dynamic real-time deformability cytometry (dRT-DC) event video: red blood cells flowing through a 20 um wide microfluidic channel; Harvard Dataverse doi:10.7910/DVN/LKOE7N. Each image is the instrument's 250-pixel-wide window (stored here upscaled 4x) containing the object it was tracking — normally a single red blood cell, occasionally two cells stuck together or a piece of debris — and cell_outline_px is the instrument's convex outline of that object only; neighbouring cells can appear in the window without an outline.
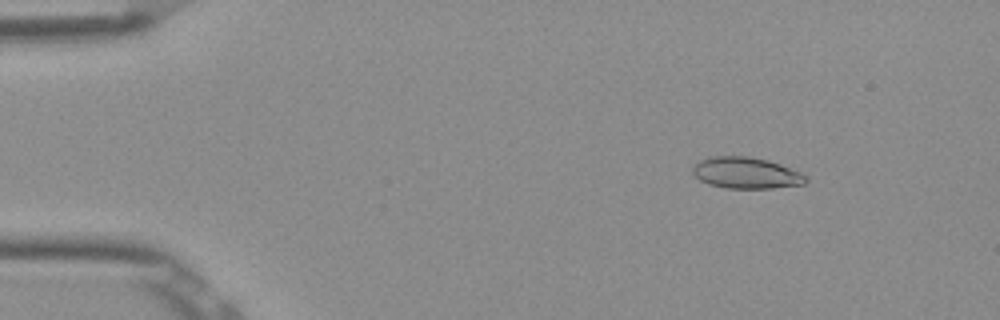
{"species": "Egyptian fruit bat (a non-hibernating species)", "species_latin": "Rousettus aegyptiacus", "temperature_condition": "room temperature", "stored_images_in_passage": 52, "camera_frame_rate_fps": 3000, "um_per_image_px": 0.085, "frame": {"image": 1, "passage_image": 7, "time_ms": 2.0, "image_size_px": [1000, 320], "cell_outline_px": [[808, 180], [804, 184], [772, 188], [724, 188], [708, 184], [700, 180], [692, 172], [692, 168], [700, 160], [708, 156], [748, 156], [768, 160], [780, 164], [800, 172], [808, 176]], "centroid_in_image_um": [63.42, 14.7], "position_along_channel_um": 21.6, "area_um2": 20.75}}
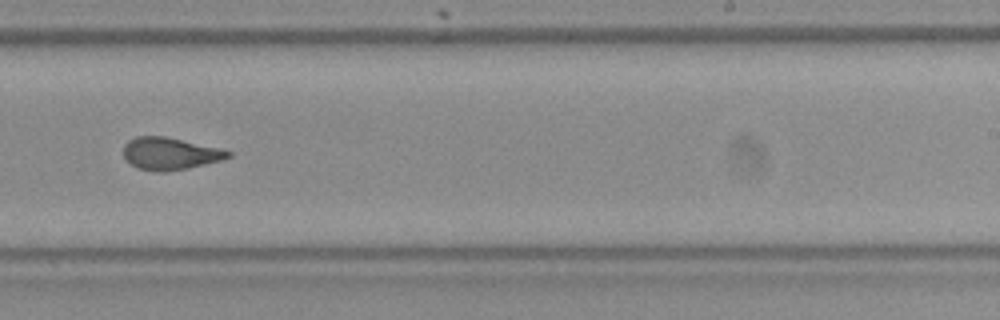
{"frame": {"image": 2, "passage_image": 33, "time_ms": 10.667, "image_size_px": [1000, 320], "cell_outline_px": [[232, 156], [224, 160], [188, 168], [164, 172], [156, 172], [136, 168], [124, 156], [124, 144], [128, 140], [136, 136], [164, 136], [220, 148], [232, 152]], "centroid_in_image_um": [14.47, 13.06], "position_along_channel_um": 274.5, "area_um2": 19.77}}
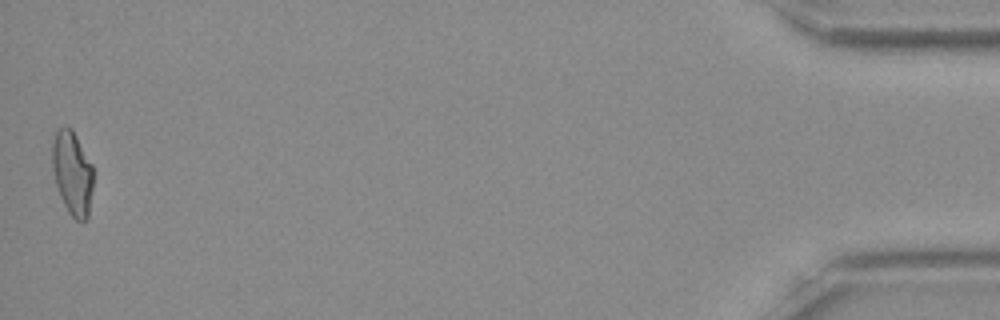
{"frame": {"image": 3, "passage_image": 52, "time_ms": 17.0, "image_size_px": [1000, 320], "cell_outline_px": [[92, 188], [88, 216], [84, 220], [76, 220], [68, 212], [60, 196], [56, 184], [52, 168], [52, 144], [56, 132], [64, 124], [72, 128], [92, 164]], "centroid_in_image_um": [6.13, 14.67], "position_along_channel_um": 429.1, "area_um2": 19.94}, "authors_computed_cell_mechanics": {"area_um2": 19.941, "velocity_mm_per_s": 3.9031, "shape_relaxation_time_tau1_ms": null, "shape_relaxation_time_tau2_ms": 1.8796, "deformation_change_tau1": null, "deformation_change_tau2": 0.095}}